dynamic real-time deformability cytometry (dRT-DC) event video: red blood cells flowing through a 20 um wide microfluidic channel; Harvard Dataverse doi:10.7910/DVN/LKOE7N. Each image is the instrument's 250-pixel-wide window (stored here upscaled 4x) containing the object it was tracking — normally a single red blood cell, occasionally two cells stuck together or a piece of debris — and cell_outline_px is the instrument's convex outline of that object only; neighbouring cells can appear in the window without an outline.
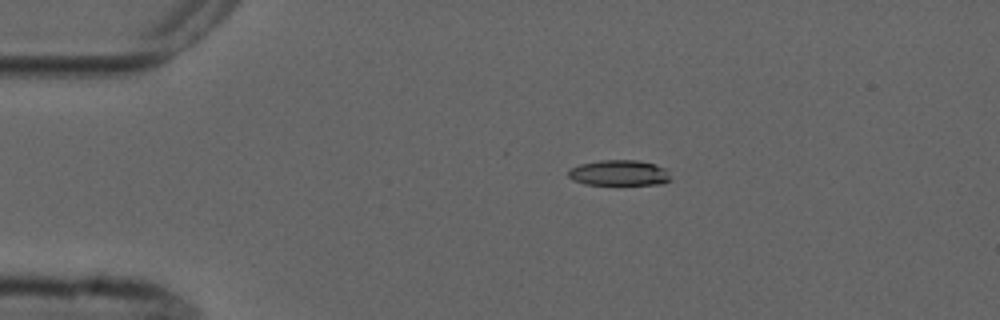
{"species": "common noctule bat (a hibernating species)", "species_latin": "Nyctalus noctula", "temperature_condition": "cold", "stored_images_in_passage": 4, "camera_frame_rate_fps": 3000, "um_per_image_px": 0.085, "animal": {"sex": "male", "forearm_length_mm": 52.5}, "frame": {"image": 1, "passage_image": 3, "time_ms": 3.0, "image_size_px": [1000, 320], "cell_outline_px": [[672, 180], [660, 184], [584, 184], [572, 180], [568, 176], [568, 172], [572, 168], [580, 164], [600, 160], [636, 160], [656, 164], [664, 168]], "centroid_in_image_um": [52.62, 14.69], "position_along_channel_um": 32.4, "area_um2": 15.14}}